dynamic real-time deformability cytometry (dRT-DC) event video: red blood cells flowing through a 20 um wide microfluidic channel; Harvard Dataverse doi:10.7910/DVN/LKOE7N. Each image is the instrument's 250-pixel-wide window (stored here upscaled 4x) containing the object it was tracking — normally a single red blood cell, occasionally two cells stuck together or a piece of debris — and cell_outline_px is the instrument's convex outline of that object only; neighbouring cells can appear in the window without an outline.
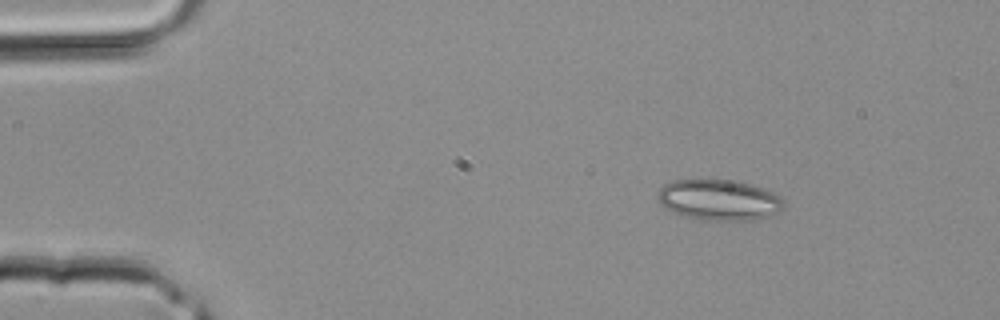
{"species": "common noctule bat (a hibernating species)", "species_latin": "Nyctalus noctula", "temperature_condition": "room temperature", "stored_images_in_passage": 2, "camera_frame_rate_fps": 3000, "um_per_image_px": 0.085, "animal": {"sex": "male", "body_mass_g": 20.4}, "frame": {"image": 1, "passage_image": 1, "time_ms": 0.0, "image_size_px": [1000, 320], "cell_outline_px": [[784, 208], [780, 212], [768, 216], [752, 220], [712, 220], [684, 216], [672, 212], [664, 208], [660, 204], [656, 196], [660, 188], [664, 184], [672, 180], [728, 180], [748, 184], [772, 192], [780, 196], [784, 200]], "centroid_in_image_um": [61.09, 17.0], "position_along_channel_um": 23.9, "area_um2": 29.82}}